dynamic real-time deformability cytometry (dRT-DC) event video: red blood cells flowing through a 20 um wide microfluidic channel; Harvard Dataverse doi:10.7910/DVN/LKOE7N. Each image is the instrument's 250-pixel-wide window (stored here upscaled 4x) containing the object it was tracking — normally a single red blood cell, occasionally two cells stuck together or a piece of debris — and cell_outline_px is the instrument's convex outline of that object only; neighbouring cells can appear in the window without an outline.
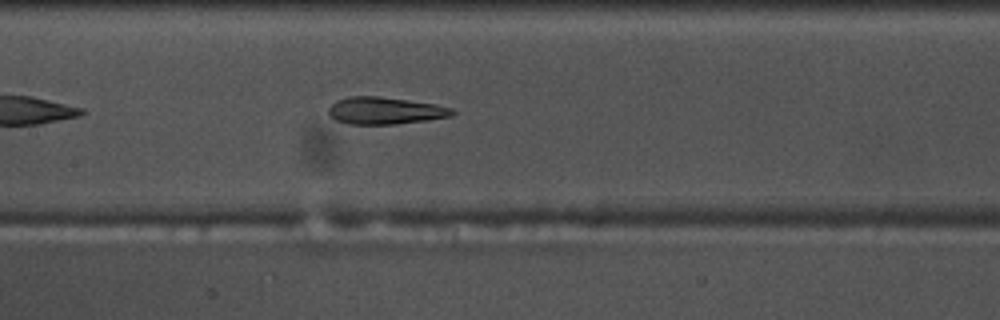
{"species": "common noctule bat (a hibernating species)", "species_latin": "Nyctalus noctula", "temperature_condition": "warm", "stored_images_in_passage": 42, "camera_frame_rate_fps": 3000, "um_per_image_px": 0.085, "animal": {"sex": "male", "body_mass_g": 17.5, "forearm_length_mm": 52.3}, "frame": {"image": 1, "passage_image": 13, "time_ms": 4.0, "image_size_px": [1000, 320], "cell_outline_px": [[456, 112], [452, 116], [428, 120], [396, 124], [348, 124], [336, 120], [328, 112], [328, 108], [336, 100], [348, 96], [380, 96], [436, 104], [452, 108]], "centroid_in_image_um": [32.74, 9.4], "position_along_channel_um": 174.7, "area_um2": 19.65}}
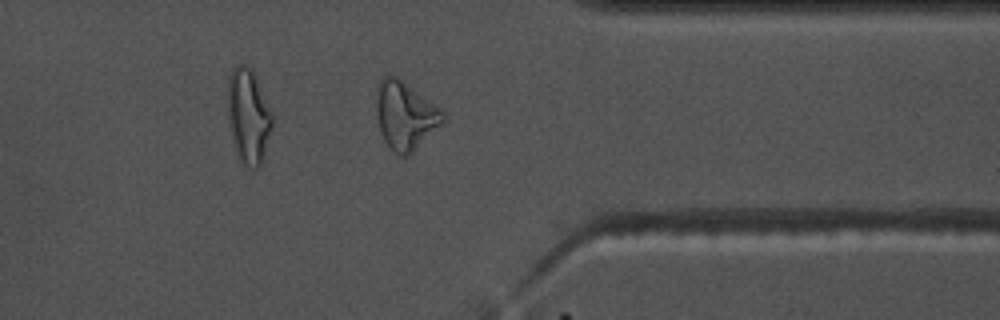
{"frame": {"image": 2, "passage_image": 30, "time_ms": 9.667, "image_size_px": [1000, 320], "cell_outline_px": [[444, 124], [408, 156], [400, 156], [384, 140], [380, 132], [376, 112], [376, 88], [380, 80], [384, 76], [396, 76], [440, 108], [444, 112]], "centroid_in_image_um": [34.45, 9.82], "position_along_channel_um": 377.0, "area_um2": 26.3}, "authors_computed_cell_mechanics": {"area_um2": 20.0277, "velocity_mm_per_s": 3.7063, "shape_relaxation_time_tau1_ms": null, "shape_relaxation_time_tau2_ms": 2.5907, "deformation_change_tau1": null, "deformation_change_tau2": 0.1075}}